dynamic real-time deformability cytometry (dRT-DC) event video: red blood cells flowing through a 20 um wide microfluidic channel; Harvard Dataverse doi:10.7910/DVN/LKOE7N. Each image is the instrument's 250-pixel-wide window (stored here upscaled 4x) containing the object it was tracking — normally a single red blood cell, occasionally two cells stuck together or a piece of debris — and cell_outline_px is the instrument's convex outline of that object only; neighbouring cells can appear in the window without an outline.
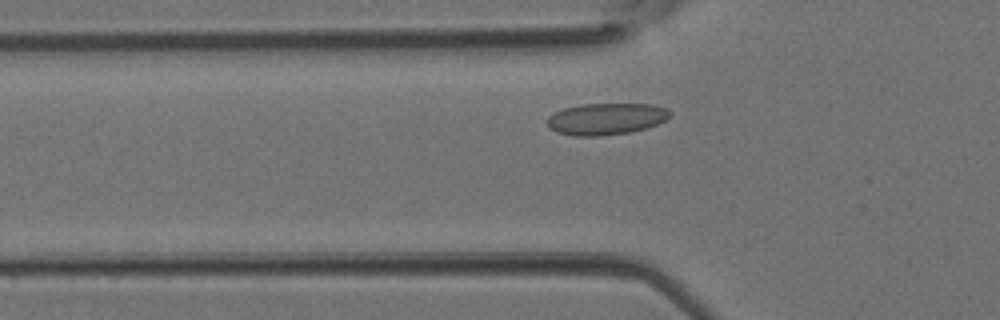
{"species": "Egyptian fruit bat (a non-hibernating species)", "species_latin": "Rousettus aegyptiacus", "temperature_condition": "room temperature", "stored_images_in_passage": 26, "camera_frame_rate_fps": 3000, "um_per_image_px": 0.085, "animal": {"sex": "female"}, "frame": {"image": 1, "passage_image": 3, "time_ms": 0.667, "image_size_px": [1000, 320], "cell_outline_px": [[672, 112], [664, 120], [648, 128], [628, 132], [600, 136], [572, 136], [556, 132], [548, 128], [548, 116], [564, 108], [584, 104], [656, 104], [668, 108]], "centroid_in_image_um": [51.52, 10.1], "position_along_channel_um": 74.3, "area_um2": 22.72}}
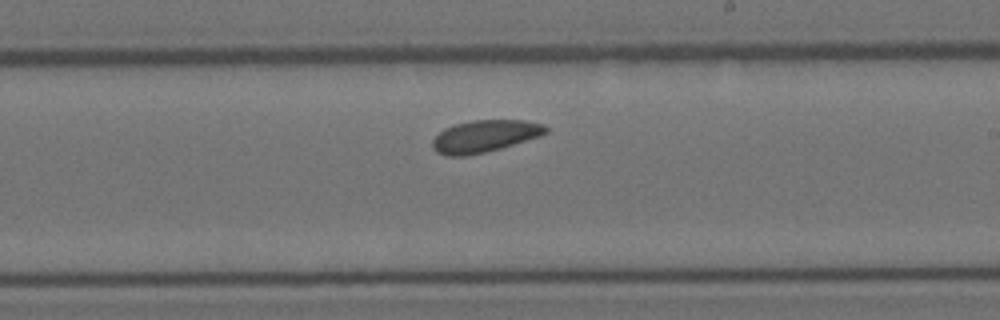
{"frame": {"image": 2, "passage_image": 13, "time_ms": 4.0, "image_size_px": [1000, 320], "cell_outline_px": [[548, 132], [540, 136], [500, 148], [484, 152], [464, 156], [448, 156], [436, 152], [432, 148], [432, 140], [444, 128], [456, 124], [472, 120], [524, 120], [544, 124], [548, 128]], "centroid_in_image_um": [41.19, 11.57], "position_along_channel_um": 247.8, "area_um2": 21.1}}
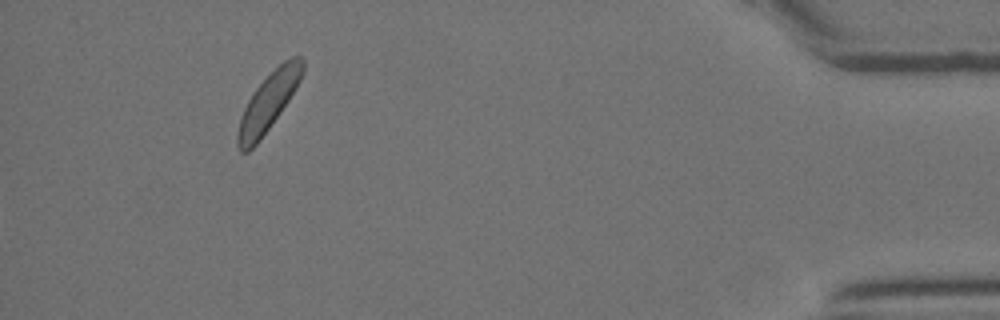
{"frame": {"image": 3, "passage_image": 26, "time_ms": 8.333, "image_size_px": [1000, 320], "cell_outline_px": [[304, 72], [296, 88], [280, 112], [260, 140], [248, 152], [240, 152], [236, 144], [236, 132], [244, 108], [252, 92], [284, 60], [292, 56], [304, 56]], "centroid_in_image_um": [22.8, 8.69], "position_along_channel_um": 412.4, "area_um2": 21.62}}